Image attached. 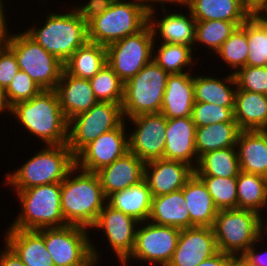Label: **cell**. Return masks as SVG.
<instances>
[{"mask_svg":"<svg viewBox=\"0 0 267 266\" xmlns=\"http://www.w3.org/2000/svg\"><path fill=\"white\" fill-rule=\"evenodd\" d=\"M11 114L29 136L38 137L44 145L67 144L68 121L55 90H42L30 100L16 103L10 108Z\"/></svg>","mask_w":267,"mask_h":266,"instance_id":"1","label":"cell"},{"mask_svg":"<svg viewBox=\"0 0 267 266\" xmlns=\"http://www.w3.org/2000/svg\"><path fill=\"white\" fill-rule=\"evenodd\" d=\"M60 201L63 217L68 225H78L90 230L107 203V198L97 174L75 166L61 181Z\"/></svg>","mask_w":267,"mask_h":266,"instance_id":"2","label":"cell"},{"mask_svg":"<svg viewBox=\"0 0 267 266\" xmlns=\"http://www.w3.org/2000/svg\"><path fill=\"white\" fill-rule=\"evenodd\" d=\"M74 167L75 156L67 144L44 145L16 171L6 173L5 184L20 191L61 182Z\"/></svg>","mask_w":267,"mask_h":266,"instance_id":"3","label":"cell"},{"mask_svg":"<svg viewBox=\"0 0 267 266\" xmlns=\"http://www.w3.org/2000/svg\"><path fill=\"white\" fill-rule=\"evenodd\" d=\"M71 7L70 11L67 10L64 13L60 11L48 13L45 23L39 28L36 25L24 30L28 36L63 64L88 41L87 22L73 6Z\"/></svg>","mask_w":267,"mask_h":266,"instance_id":"4","label":"cell"},{"mask_svg":"<svg viewBox=\"0 0 267 266\" xmlns=\"http://www.w3.org/2000/svg\"><path fill=\"white\" fill-rule=\"evenodd\" d=\"M14 192L21 210L8 228L39 230L68 225L61 209V182Z\"/></svg>","mask_w":267,"mask_h":266,"instance_id":"5","label":"cell"},{"mask_svg":"<svg viewBox=\"0 0 267 266\" xmlns=\"http://www.w3.org/2000/svg\"><path fill=\"white\" fill-rule=\"evenodd\" d=\"M263 217L251 210H219L212 226L218 251L239 259L264 234Z\"/></svg>","mask_w":267,"mask_h":266,"instance_id":"6","label":"cell"},{"mask_svg":"<svg viewBox=\"0 0 267 266\" xmlns=\"http://www.w3.org/2000/svg\"><path fill=\"white\" fill-rule=\"evenodd\" d=\"M148 12L139 0H115L111 7L87 23L88 41L108 46L141 31Z\"/></svg>","mask_w":267,"mask_h":266,"instance_id":"7","label":"cell"},{"mask_svg":"<svg viewBox=\"0 0 267 266\" xmlns=\"http://www.w3.org/2000/svg\"><path fill=\"white\" fill-rule=\"evenodd\" d=\"M90 230L78 225L44 228L46 249L54 266H95L100 254L93 245Z\"/></svg>","mask_w":267,"mask_h":266,"instance_id":"8","label":"cell"},{"mask_svg":"<svg viewBox=\"0 0 267 266\" xmlns=\"http://www.w3.org/2000/svg\"><path fill=\"white\" fill-rule=\"evenodd\" d=\"M168 73L153 59L124 83V120L140 114L161 112Z\"/></svg>","mask_w":267,"mask_h":266,"instance_id":"9","label":"cell"},{"mask_svg":"<svg viewBox=\"0 0 267 266\" xmlns=\"http://www.w3.org/2000/svg\"><path fill=\"white\" fill-rule=\"evenodd\" d=\"M4 43L14 52L20 70L24 71L42 90H55L64 64L25 32L7 37Z\"/></svg>","mask_w":267,"mask_h":266,"instance_id":"10","label":"cell"},{"mask_svg":"<svg viewBox=\"0 0 267 266\" xmlns=\"http://www.w3.org/2000/svg\"><path fill=\"white\" fill-rule=\"evenodd\" d=\"M123 121L121 104L98 101L87 112L68 121L67 146L76 156L90 142L117 128Z\"/></svg>","mask_w":267,"mask_h":266,"instance_id":"11","label":"cell"},{"mask_svg":"<svg viewBox=\"0 0 267 266\" xmlns=\"http://www.w3.org/2000/svg\"><path fill=\"white\" fill-rule=\"evenodd\" d=\"M153 32L149 24L136 34L106 46V63L125 83L152 60Z\"/></svg>","mask_w":267,"mask_h":266,"instance_id":"12","label":"cell"},{"mask_svg":"<svg viewBox=\"0 0 267 266\" xmlns=\"http://www.w3.org/2000/svg\"><path fill=\"white\" fill-rule=\"evenodd\" d=\"M138 226L133 251L120 265L128 266L134 259L140 263L167 266L173 257L181 229L156 225L148 220L139 222Z\"/></svg>","mask_w":267,"mask_h":266,"instance_id":"13","label":"cell"},{"mask_svg":"<svg viewBox=\"0 0 267 266\" xmlns=\"http://www.w3.org/2000/svg\"><path fill=\"white\" fill-rule=\"evenodd\" d=\"M129 119V120H128ZM134 131L128 133L129 151L145 163L163 158L167 119L159 113H147L127 118Z\"/></svg>","mask_w":267,"mask_h":266,"instance_id":"14","label":"cell"},{"mask_svg":"<svg viewBox=\"0 0 267 266\" xmlns=\"http://www.w3.org/2000/svg\"><path fill=\"white\" fill-rule=\"evenodd\" d=\"M125 120L86 145L76 156L75 166L83 171L96 172L129 151Z\"/></svg>","mask_w":267,"mask_h":266,"instance_id":"15","label":"cell"},{"mask_svg":"<svg viewBox=\"0 0 267 266\" xmlns=\"http://www.w3.org/2000/svg\"><path fill=\"white\" fill-rule=\"evenodd\" d=\"M138 225L136 219L106 203L90 229L103 230L116 260L121 264L133 251Z\"/></svg>","mask_w":267,"mask_h":266,"instance_id":"16","label":"cell"},{"mask_svg":"<svg viewBox=\"0 0 267 266\" xmlns=\"http://www.w3.org/2000/svg\"><path fill=\"white\" fill-rule=\"evenodd\" d=\"M217 252L212 227L181 229L173 257L167 266H196Z\"/></svg>","mask_w":267,"mask_h":266,"instance_id":"17","label":"cell"},{"mask_svg":"<svg viewBox=\"0 0 267 266\" xmlns=\"http://www.w3.org/2000/svg\"><path fill=\"white\" fill-rule=\"evenodd\" d=\"M194 173L188 164L160 158L145 163L144 180L152 197H156L181 190Z\"/></svg>","mask_w":267,"mask_h":266,"instance_id":"18","label":"cell"},{"mask_svg":"<svg viewBox=\"0 0 267 266\" xmlns=\"http://www.w3.org/2000/svg\"><path fill=\"white\" fill-rule=\"evenodd\" d=\"M161 10L164 16L162 15L159 20L156 19L155 10L148 13V24L152 29L154 40L159 37L160 43L183 44L194 49L196 20L190 10H187V15L178 11L169 13L166 8Z\"/></svg>","mask_w":267,"mask_h":266,"instance_id":"19","label":"cell"},{"mask_svg":"<svg viewBox=\"0 0 267 266\" xmlns=\"http://www.w3.org/2000/svg\"><path fill=\"white\" fill-rule=\"evenodd\" d=\"M165 133L163 158L183 162L195 170L199 159L195 146L196 125L192 117L167 119Z\"/></svg>","mask_w":267,"mask_h":266,"instance_id":"20","label":"cell"},{"mask_svg":"<svg viewBox=\"0 0 267 266\" xmlns=\"http://www.w3.org/2000/svg\"><path fill=\"white\" fill-rule=\"evenodd\" d=\"M145 162L128 151L111 164L100 168L97 174L104 195L108 198L117 191L138 184L144 179Z\"/></svg>","mask_w":267,"mask_h":266,"instance_id":"21","label":"cell"},{"mask_svg":"<svg viewBox=\"0 0 267 266\" xmlns=\"http://www.w3.org/2000/svg\"><path fill=\"white\" fill-rule=\"evenodd\" d=\"M55 91L67 121L81 113L87 112L98 102L89 79L69 75L64 70Z\"/></svg>","mask_w":267,"mask_h":266,"instance_id":"22","label":"cell"},{"mask_svg":"<svg viewBox=\"0 0 267 266\" xmlns=\"http://www.w3.org/2000/svg\"><path fill=\"white\" fill-rule=\"evenodd\" d=\"M5 241L20 257L25 266H54L50 253L46 249L44 228L25 230L8 228Z\"/></svg>","mask_w":267,"mask_h":266,"instance_id":"23","label":"cell"},{"mask_svg":"<svg viewBox=\"0 0 267 266\" xmlns=\"http://www.w3.org/2000/svg\"><path fill=\"white\" fill-rule=\"evenodd\" d=\"M193 73L169 74L161 113L166 119L191 117L194 100Z\"/></svg>","mask_w":267,"mask_h":266,"instance_id":"24","label":"cell"},{"mask_svg":"<svg viewBox=\"0 0 267 266\" xmlns=\"http://www.w3.org/2000/svg\"><path fill=\"white\" fill-rule=\"evenodd\" d=\"M236 149L240 171L267 178V130H241Z\"/></svg>","mask_w":267,"mask_h":266,"instance_id":"25","label":"cell"},{"mask_svg":"<svg viewBox=\"0 0 267 266\" xmlns=\"http://www.w3.org/2000/svg\"><path fill=\"white\" fill-rule=\"evenodd\" d=\"M181 190L190 214V227H212L219 210L204 182L194 173Z\"/></svg>","mask_w":267,"mask_h":266,"instance_id":"26","label":"cell"},{"mask_svg":"<svg viewBox=\"0 0 267 266\" xmlns=\"http://www.w3.org/2000/svg\"><path fill=\"white\" fill-rule=\"evenodd\" d=\"M148 221L179 229L190 227V214L182 190L152 197Z\"/></svg>","mask_w":267,"mask_h":266,"instance_id":"27","label":"cell"},{"mask_svg":"<svg viewBox=\"0 0 267 266\" xmlns=\"http://www.w3.org/2000/svg\"><path fill=\"white\" fill-rule=\"evenodd\" d=\"M233 111L241 130H267V95L237 88Z\"/></svg>","mask_w":267,"mask_h":266,"instance_id":"28","label":"cell"},{"mask_svg":"<svg viewBox=\"0 0 267 266\" xmlns=\"http://www.w3.org/2000/svg\"><path fill=\"white\" fill-rule=\"evenodd\" d=\"M185 7L196 21L245 22L251 16L242 0H187Z\"/></svg>","mask_w":267,"mask_h":266,"instance_id":"29","label":"cell"},{"mask_svg":"<svg viewBox=\"0 0 267 266\" xmlns=\"http://www.w3.org/2000/svg\"><path fill=\"white\" fill-rule=\"evenodd\" d=\"M194 100L195 102L211 103L218 106L234 107L235 93L237 90L234 75L222 78L209 74L194 75ZM230 85V86H229Z\"/></svg>","mask_w":267,"mask_h":266,"instance_id":"30","label":"cell"},{"mask_svg":"<svg viewBox=\"0 0 267 266\" xmlns=\"http://www.w3.org/2000/svg\"><path fill=\"white\" fill-rule=\"evenodd\" d=\"M107 203L138 222H144L150 216L152 195L147 182L143 179L136 185L114 192L107 198Z\"/></svg>","mask_w":267,"mask_h":266,"instance_id":"31","label":"cell"},{"mask_svg":"<svg viewBox=\"0 0 267 266\" xmlns=\"http://www.w3.org/2000/svg\"><path fill=\"white\" fill-rule=\"evenodd\" d=\"M240 132L237 122H221L196 128L195 146L198 159L210 151L236 147Z\"/></svg>","mask_w":267,"mask_h":266,"instance_id":"32","label":"cell"},{"mask_svg":"<svg viewBox=\"0 0 267 266\" xmlns=\"http://www.w3.org/2000/svg\"><path fill=\"white\" fill-rule=\"evenodd\" d=\"M106 65V46L87 41L64 63V71L72 76L91 79Z\"/></svg>","mask_w":267,"mask_h":266,"instance_id":"33","label":"cell"},{"mask_svg":"<svg viewBox=\"0 0 267 266\" xmlns=\"http://www.w3.org/2000/svg\"><path fill=\"white\" fill-rule=\"evenodd\" d=\"M237 209L261 215L267 209V178L240 171L237 176ZM267 211V210H266Z\"/></svg>","mask_w":267,"mask_h":266,"instance_id":"34","label":"cell"},{"mask_svg":"<svg viewBox=\"0 0 267 266\" xmlns=\"http://www.w3.org/2000/svg\"><path fill=\"white\" fill-rule=\"evenodd\" d=\"M194 171L197 176L237 177L240 166L236 147L203 154Z\"/></svg>","mask_w":267,"mask_h":266,"instance_id":"35","label":"cell"},{"mask_svg":"<svg viewBox=\"0 0 267 266\" xmlns=\"http://www.w3.org/2000/svg\"><path fill=\"white\" fill-rule=\"evenodd\" d=\"M156 41L153 43L152 59L168 74H180L192 72L190 68L195 64V56L190 46L183 44H165L160 43L156 47ZM157 49H155V48ZM155 52V53H154ZM194 63V64H193ZM188 67V69H187ZM186 69V70H185Z\"/></svg>","mask_w":267,"mask_h":266,"instance_id":"36","label":"cell"},{"mask_svg":"<svg viewBox=\"0 0 267 266\" xmlns=\"http://www.w3.org/2000/svg\"><path fill=\"white\" fill-rule=\"evenodd\" d=\"M243 23L244 22H227L222 20L196 21L194 50L196 49L197 42L199 45H205V48L208 47L209 54L214 55L221 45L230 37L236 27Z\"/></svg>","mask_w":267,"mask_h":266,"instance_id":"37","label":"cell"},{"mask_svg":"<svg viewBox=\"0 0 267 266\" xmlns=\"http://www.w3.org/2000/svg\"><path fill=\"white\" fill-rule=\"evenodd\" d=\"M248 50L246 20L242 25L236 27L214 56L220 57L227 67L233 69L231 73L234 74L238 69L246 66Z\"/></svg>","mask_w":267,"mask_h":266,"instance_id":"38","label":"cell"},{"mask_svg":"<svg viewBox=\"0 0 267 266\" xmlns=\"http://www.w3.org/2000/svg\"><path fill=\"white\" fill-rule=\"evenodd\" d=\"M96 99L100 102L123 103L124 82L106 65L89 79Z\"/></svg>","mask_w":267,"mask_h":266,"instance_id":"39","label":"cell"},{"mask_svg":"<svg viewBox=\"0 0 267 266\" xmlns=\"http://www.w3.org/2000/svg\"><path fill=\"white\" fill-rule=\"evenodd\" d=\"M248 66H267V23L256 16L247 19Z\"/></svg>","mask_w":267,"mask_h":266,"instance_id":"40","label":"cell"},{"mask_svg":"<svg viewBox=\"0 0 267 266\" xmlns=\"http://www.w3.org/2000/svg\"><path fill=\"white\" fill-rule=\"evenodd\" d=\"M218 210L237 209V177L198 176Z\"/></svg>","mask_w":267,"mask_h":266,"instance_id":"41","label":"cell"},{"mask_svg":"<svg viewBox=\"0 0 267 266\" xmlns=\"http://www.w3.org/2000/svg\"><path fill=\"white\" fill-rule=\"evenodd\" d=\"M234 107L218 106L211 103L195 102L192 109V121L196 128L221 122H236Z\"/></svg>","mask_w":267,"mask_h":266,"instance_id":"42","label":"cell"},{"mask_svg":"<svg viewBox=\"0 0 267 266\" xmlns=\"http://www.w3.org/2000/svg\"><path fill=\"white\" fill-rule=\"evenodd\" d=\"M42 89L24 71L19 70L9 86L4 90L5 99L11 108L16 103L28 101Z\"/></svg>","mask_w":267,"mask_h":266,"instance_id":"43","label":"cell"},{"mask_svg":"<svg viewBox=\"0 0 267 266\" xmlns=\"http://www.w3.org/2000/svg\"><path fill=\"white\" fill-rule=\"evenodd\" d=\"M236 86L240 90L267 95V66H248L238 69L234 74Z\"/></svg>","mask_w":267,"mask_h":266,"instance_id":"44","label":"cell"},{"mask_svg":"<svg viewBox=\"0 0 267 266\" xmlns=\"http://www.w3.org/2000/svg\"><path fill=\"white\" fill-rule=\"evenodd\" d=\"M20 70L14 52L0 43V88L5 90Z\"/></svg>","mask_w":267,"mask_h":266,"instance_id":"45","label":"cell"},{"mask_svg":"<svg viewBox=\"0 0 267 266\" xmlns=\"http://www.w3.org/2000/svg\"><path fill=\"white\" fill-rule=\"evenodd\" d=\"M115 0H88L85 4L75 5L77 13L87 23L109 9ZM77 6V7H76Z\"/></svg>","mask_w":267,"mask_h":266,"instance_id":"46","label":"cell"},{"mask_svg":"<svg viewBox=\"0 0 267 266\" xmlns=\"http://www.w3.org/2000/svg\"><path fill=\"white\" fill-rule=\"evenodd\" d=\"M262 240H264V234L239 258L245 266H267V251L263 250L264 253L256 251L257 243L260 246Z\"/></svg>","mask_w":267,"mask_h":266,"instance_id":"47","label":"cell"},{"mask_svg":"<svg viewBox=\"0 0 267 266\" xmlns=\"http://www.w3.org/2000/svg\"><path fill=\"white\" fill-rule=\"evenodd\" d=\"M0 252V266H25L16 252L5 242Z\"/></svg>","mask_w":267,"mask_h":266,"instance_id":"48","label":"cell"},{"mask_svg":"<svg viewBox=\"0 0 267 266\" xmlns=\"http://www.w3.org/2000/svg\"><path fill=\"white\" fill-rule=\"evenodd\" d=\"M236 259L226 253L218 251L212 257L202 261L196 266H231Z\"/></svg>","mask_w":267,"mask_h":266,"instance_id":"49","label":"cell"},{"mask_svg":"<svg viewBox=\"0 0 267 266\" xmlns=\"http://www.w3.org/2000/svg\"><path fill=\"white\" fill-rule=\"evenodd\" d=\"M143 5L144 9L149 13L150 11L156 10L154 4H160L161 9L166 8L165 4H176L181 6H186L187 0H139ZM154 2V3H153Z\"/></svg>","mask_w":267,"mask_h":266,"instance_id":"50","label":"cell"},{"mask_svg":"<svg viewBox=\"0 0 267 266\" xmlns=\"http://www.w3.org/2000/svg\"><path fill=\"white\" fill-rule=\"evenodd\" d=\"M4 2L0 0V43H3L10 35V30L7 28L6 10H4ZM9 31V32H8Z\"/></svg>","mask_w":267,"mask_h":266,"instance_id":"51","label":"cell"},{"mask_svg":"<svg viewBox=\"0 0 267 266\" xmlns=\"http://www.w3.org/2000/svg\"><path fill=\"white\" fill-rule=\"evenodd\" d=\"M242 2L251 16H255L267 3V0H242Z\"/></svg>","mask_w":267,"mask_h":266,"instance_id":"52","label":"cell"},{"mask_svg":"<svg viewBox=\"0 0 267 266\" xmlns=\"http://www.w3.org/2000/svg\"><path fill=\"white\" fill-rule=\"evenodd\" d=\"M6 111L9 113L10 107L8 106L6 102L4 90L0 88V115L2 114V112L7 113Z\"/></svg>","mask_w":267,"mask_h":266,"instance_id":"53","label":"cell"},{"mask_svg":"<svg viewBox=\"0 0 267 266\" xmlns=\"http://www.w3.org/2000/svg\"><path fill=\"white\" fill-rule=\"evenodd\" d=\"M255 16L262 22L267 23V3L262 7V9Z\"/></svg>","mask_w":267,"mask_h":266,"instance_id":"54","label":"cell"},{"mask_svg":"<svg viewBox=\"0 0 267 266\" xmlns=\"http://www.w3.org/2000/svg\"><path fill=\"white\" fill-rule=\"evenodd\" d=\"M231 266H245L239 259H236Z\"/></svg>","mask_w":267,"mask_h":266,"instance_id":"55","label":"cell"},{"mask_svg":"<svg viewBox=\"0 0 267 266\" xmlns=\"http://www.w3.org/2000/svg\"><path fill=\"white\" fill-rule=\"evenodd\" d=\"M264 224H266V225H264V235L267 237V219L265 218V220H264Z\"/></svg>","mask_w":267,"mask_h":266,"instance_id":"56","label":"cell"}]
</instances>
